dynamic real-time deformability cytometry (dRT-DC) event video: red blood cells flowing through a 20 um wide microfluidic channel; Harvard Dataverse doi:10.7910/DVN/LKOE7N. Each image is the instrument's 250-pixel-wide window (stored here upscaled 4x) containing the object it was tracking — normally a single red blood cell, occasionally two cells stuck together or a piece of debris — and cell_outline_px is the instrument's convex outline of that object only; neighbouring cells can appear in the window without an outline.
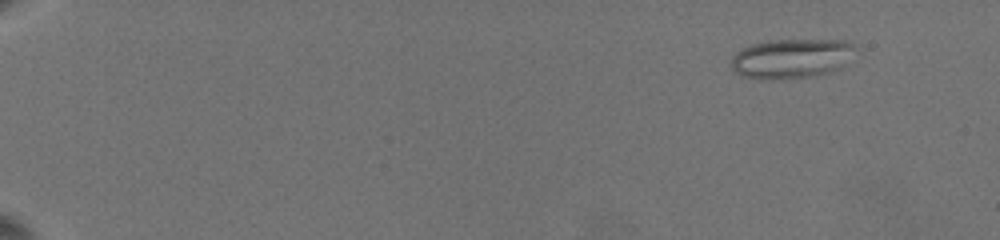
{"species": "common noctule bat (a hibernating species)", "species_latin": "Nyctalus noctula", "temperature_condition": "warm", "stored_images_in_passage": 46, "camera_frame_rate_fps": 3000, "um_per_image_px": 0.085, "animal": {"sex": "female", "body_mass_g": 19.5, "forearm_length_mm": 54.1}, "frame": {"image": 1, "passage_image": 1, "time_ms": 0.0, "image_size_px": [1000, 240], "cell_outline_px": [[852, 48], [840, 68], [828, 72], [812, 76], [780, 80], [760, 80], [740, 76], [732, 68], [732, 56], [736, 52], [752, 44], [768, 40], [844, 40], [852, 44]], "centroid_in_image_um": [67.15, 4.99], "position_along_channel_um": 17.8, "area_um2": 28.32}}
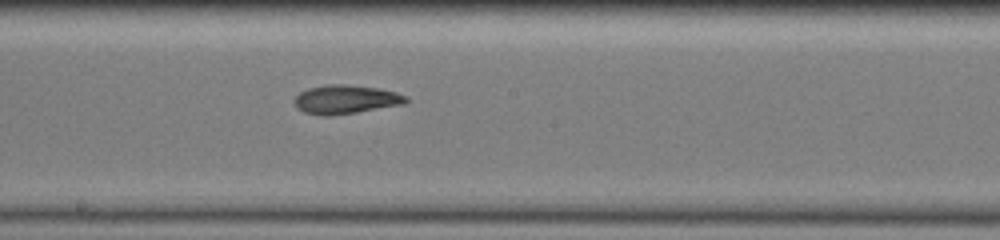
{"frame": {"image": 2, "passage_image": 29, "time_ms": 10.667, "image_size_px": [1000, 240], "cell_outline_px": [[408, 100], [404, 104], [356, 112], [328, 116], [320, 116], [304, 112], [296, 108], [296, 96], [300, 92], [308, 88], [328, 84], [344, 84], [376, 88], [396, 92], [408, 96]], "centroid_in_image_um": [29.38, 8.45], "position_along_channel_um": 218.8, "area_um2": 18.61}}
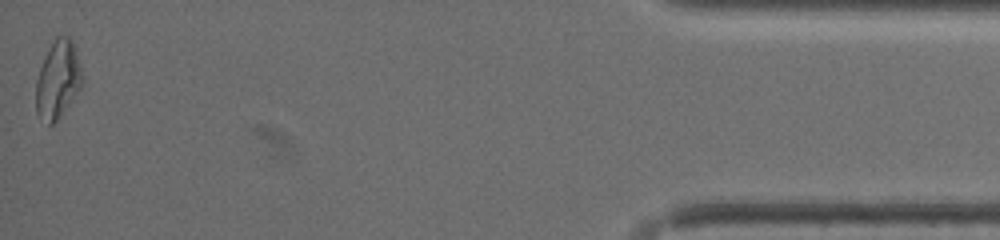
{"frame": {"image": 3, "passage_image": 46, "time_ms": 18.667, "image_size_px": [1000, 240], "cell_outline_px": [[84, 80], [80, 88], [56, 120], [52, 124], [48, 124], [36, 116], [36, 80], [40, 68], [56, 36], [68, 36], [72, 40]], "centroid_in_image_um": [4.9, 6.79], "position_along_channel_um": 430.3, "area_um2": 20.4}, "authors_computed_cell_mechanics": {"area_um2": 18.785, "velocity_mm_per_s": 3.5545, "shape_relaxation_time_tau1_ms": null, "shape_relaxation_time_tau2_ms": 4.3433, "deformation_change_tau1": null, "deformation_change_tau2": 0.1198}}